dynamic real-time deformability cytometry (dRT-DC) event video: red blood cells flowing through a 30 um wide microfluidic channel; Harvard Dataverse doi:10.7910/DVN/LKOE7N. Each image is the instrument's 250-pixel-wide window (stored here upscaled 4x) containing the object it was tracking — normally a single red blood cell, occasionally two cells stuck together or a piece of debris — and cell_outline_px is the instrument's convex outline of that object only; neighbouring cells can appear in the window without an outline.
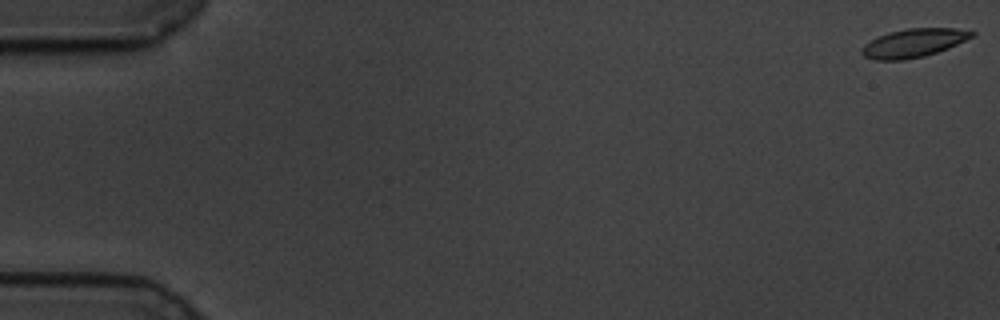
{"species": "common noctule bat (a hibernating species)", "species_latin": "Nyctalus noctula", "temperature_condition": "cold", "stored_images_in_passage": 59, "camera_frame_rate_fps": 3000, "um_per_image_px": 0.085, "animal": {"sex": "male", "body_mass_g": 19.5, "forearm_length_mm": 54.6}, "frame": {"image": 1, "passage_image": 1, "time_ms": 0.0, "image_size_px": [1000, 320], "cell_outline_px": [[976, 32], [972, 36], [948, 48], [924, 56], [904, 60], [876, 60], [864, 56], [860, 52], [860, 48], [864, 44], [888, 32], [908, 28], [956, 28]], "centroid_in_image_um": [77.61, 3.65], "position_along_channel_um": 7.4, "area_um2": 18.09}}
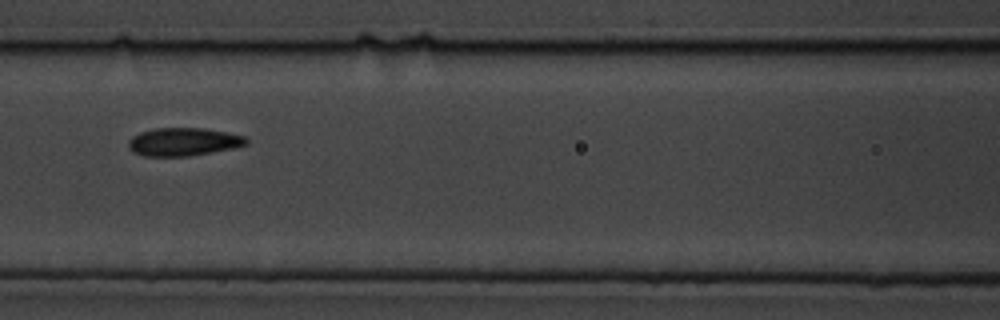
{"frame": {"image": 2, "passage_image": 27, "time_ms": 8.667, "image_size_px": [1000, 320], "cell_outline_px": [[248, 144], [236, 148], [188, 156], [144, 156], [132, 152], [128, 148], [128, 140], [132, 136], [140, 132], [152, 128], [204, 128], [244, 136], [248, 140]], "centroid_in_image_um": [15.56, 12.06], "position_along_channel_um": 151.0, "area_um2": 19.42}}
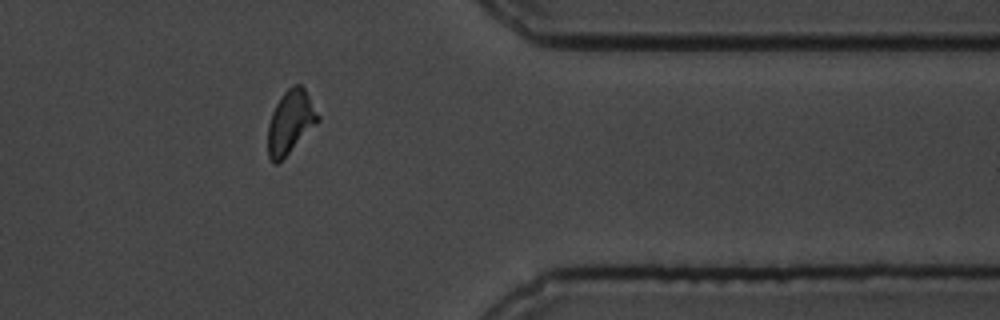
{"frame": {"image": 3, "passage_image": 49, "time_ms": 16.0, "image_size_px": [1000, 320], "cell_outline_px": [[320, 120], [276, 164], [272, 164], [268, 156], [268, 124], [272, 112], [280, 96], [292, 84], [300, 84], [304, 88], [320, 116]], "centroid_in_image_um": [24.67, 10.34], "position_along_channel_um": 386.7, "area_um2": 18.15}}